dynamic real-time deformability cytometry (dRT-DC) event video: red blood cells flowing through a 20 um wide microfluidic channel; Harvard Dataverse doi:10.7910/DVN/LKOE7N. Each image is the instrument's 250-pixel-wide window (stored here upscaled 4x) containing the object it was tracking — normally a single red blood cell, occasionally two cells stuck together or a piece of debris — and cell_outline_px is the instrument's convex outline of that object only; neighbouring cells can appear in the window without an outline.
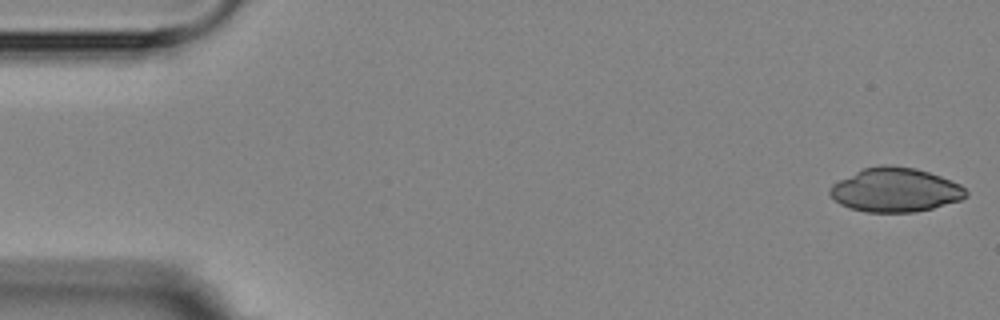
{"species": "Egyptian fruit bat (a non-hibernating species)", "species_latin": "Rousettus aegyptiacus", "temperature_condition": "room temperature", "stored_images_in_passage": 5, "segment_of_instrument_passage": [1, 2], "camera_frame_rate_fps": 3000, "um_per_image_px": 0.085, "animal": {"sex": "female"}, "frame": {"image": 1, "passage_image": 1, "time_ms": 0.0, "image_size_px": [1000, 320], "cell_outline_px": [[968, 196], [960, 200], [932, 208], [916, 212], [864, 212], [848, 208], [840, 204], [828, 192], [828, 188], [832, 184], [864, 168], [880, 164], [892, 164], [916, 168], [940, 176], [960, 184], [968, 192]], "centroid_in_image_um": [76.09, 16.14], "position_along_channel_um": 8.9, "area_um2": 35.03}}